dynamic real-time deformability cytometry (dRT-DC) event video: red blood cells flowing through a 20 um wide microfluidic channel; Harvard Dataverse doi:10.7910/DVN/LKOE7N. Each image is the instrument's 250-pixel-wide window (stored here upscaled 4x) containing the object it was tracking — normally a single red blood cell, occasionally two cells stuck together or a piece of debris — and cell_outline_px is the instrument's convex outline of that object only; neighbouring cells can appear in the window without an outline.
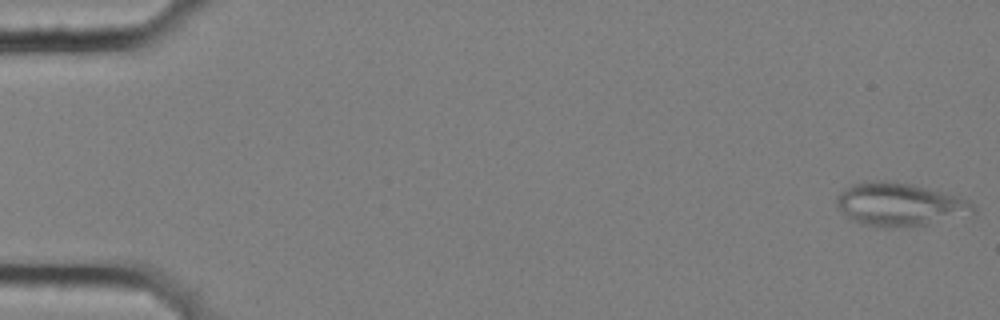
{"species": "common noctule bat (a hibernating species)", "species_latin": "Nyctalus noctula", "temperature_condition": "cold", "stored_images_in_passage": 5, "camera_frame_rate_fps": 3000, "um_per_image_px": 0.085, "animal": {"sex": "female", "body_mass_g": 25.1}, "frame": {"image": 1, "passage_image": 1, "time_ms": 0.0, "image_size_px": [1000, 320], "cell_outline_px": [[976, 212], [928, 224], [884, 228], [860, 224], [844, 216], [836, 204], [836, 196], [840, 192], [852, 184], [872, 180], [892, 180], [912, 184], [956, 196], [968, 200], [976, 208]], "centroid_in_image_um": [76.4, 17.37], "position_along_channel_um": 8.6, "area_um2": 34.33}}